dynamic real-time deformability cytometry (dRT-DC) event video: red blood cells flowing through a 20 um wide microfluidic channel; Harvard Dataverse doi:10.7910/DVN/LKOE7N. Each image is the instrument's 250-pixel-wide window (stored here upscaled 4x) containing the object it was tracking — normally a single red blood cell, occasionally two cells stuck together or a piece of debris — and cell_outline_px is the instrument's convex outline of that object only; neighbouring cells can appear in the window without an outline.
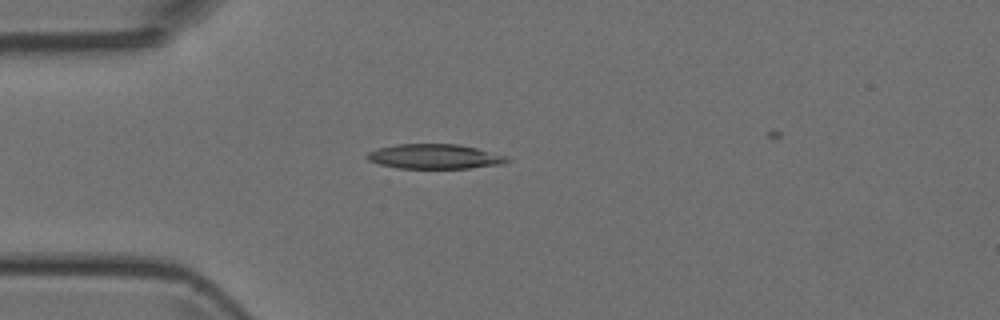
{"species": "Egyptian fruit bat (a non-hibernating species)", "species_latin": "Rousettus aegyptiacus", "temperature_condition": "room temperature", "stored_images_in_passage": 5, "camera_frame_rate_fps": 3000, "um_per_image_px": 0.085, "animal": {"sex": "female"}, "frame": {"image": 1, "passage_image": 3, "time_ms": 2.333, "image_size_px": [1000, 320], "cell_outline_px": [[512, 160], [504, 164], [468, 168], [396, 168], [380, 164], [368, 160], [364, 156], [368, 152], [380, 148], [396, 144], [460, 144], [508, 156]], "centroid_in_image_um": [36.97, 13.3], "position_along_channel_um": 48.0, "area_um2": 20.23}}
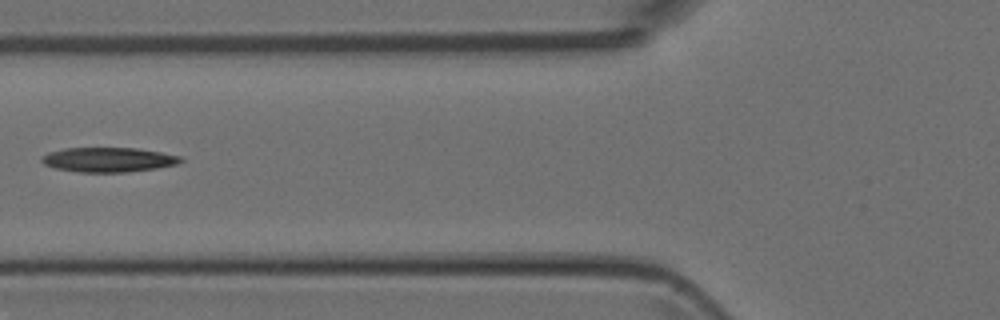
{"frame": {"image": 2, "passage_image": 5, "time_ms": 4.333, "image_size_px": [1000, 320], "cell_outline_px": [[184, 160], [176, 164], [156, 168], [128, 172], [80, 172], [56, 168], [44, 164], [40, 160], [40, 156], [48, 152], [64, 148], [136, 148], [160, 152], [180, 156]], "centroid_in_image_um": [9.18, 13.57], "position_along_channel_um": 116.6, "area_um2": 19.88}}